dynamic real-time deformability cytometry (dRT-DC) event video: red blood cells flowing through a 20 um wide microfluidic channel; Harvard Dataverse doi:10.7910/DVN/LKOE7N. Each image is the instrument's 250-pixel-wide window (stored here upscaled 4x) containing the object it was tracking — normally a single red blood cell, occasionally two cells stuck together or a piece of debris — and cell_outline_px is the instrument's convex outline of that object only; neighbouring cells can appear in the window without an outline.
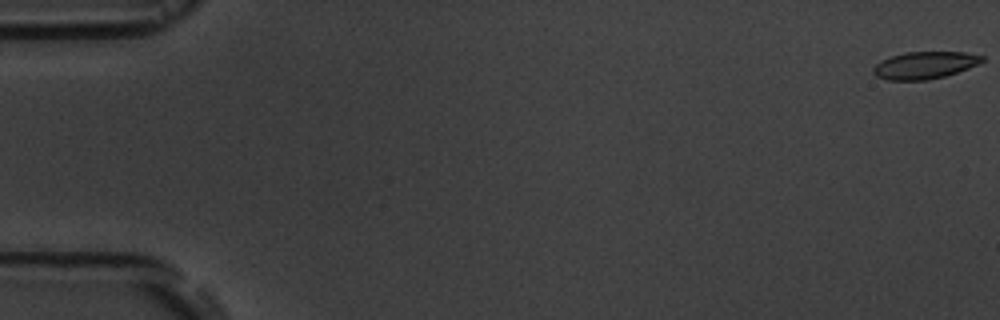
{"species": "common noctule bat (a hibernating species)", "species_latin": "Nyctalus noctula", "temperature_condition": "room temperature", "stored_images_in_passage": 17, "camera_frame_rate_fps": 3000, "um_per_image_px": 0.085, "animal": {"sex": "male", "body_mass_g": 19.5, "forearm_length_mm": 54.6}, "frame": {"image": 1, "passage_image": 1, "time_ms": 0.0, "image_size_px": [1000, 320], "cell_outline_px": [[984, 60], [968, 68], [944, 76], [928, 80], [884, 80], [876, 76], [872, 72], [872, 68], [880, 60], [892, 56], [908, 52], [964, 52], [984, 56]], "centroid_in_image_um": [78.55, 5.55], "position_along_channel_um": 6.5, "area_um2": 17.17}}
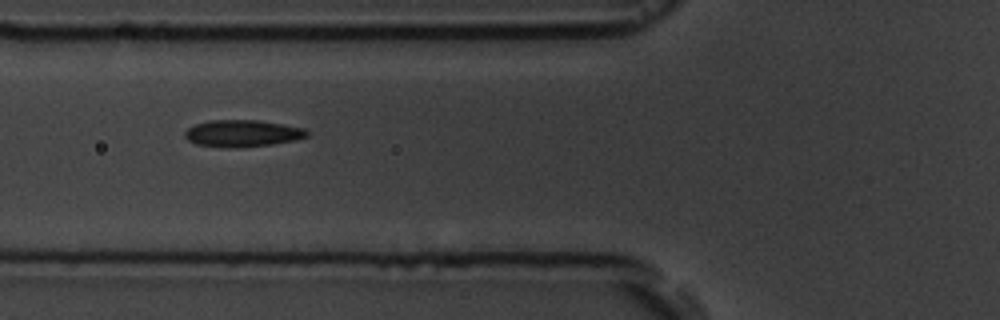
{"frame": {"image": 2, "passage_image": 7, "time_ms": 7.0, "image_size_px": [1000, 320], "cell_outline_px": [[308, 136], [296, 140], [272, 144], [236, 148], [232, 148], [196, 144], [188, 140], [184, 136], [184, 132], [188, 128], [196, 124], [208, 120], [256, 120], [284, 124], [304, 128], [308, 132]], "centroid_in_image_um": [20.61, 11.33], "position_along_channel_um": 105.2, "area_um2": 19.13}}
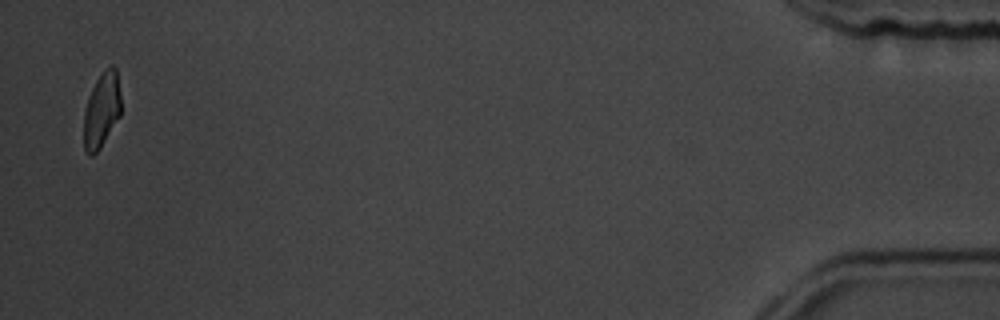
{"frame": {"image": 3, "passage_image": 17, "time_ms": 18.333, "image_size_px": [1000, 320], "cell_outline_px": [[120, 116], [100, 148], [92, 156], [88, 156], [84, 148], [84, 112], [88, 96], [96, 80], [112, 64], [116, 68], [120, 96]], "centroid_in_image_um": [8.63, 9.39], "position_along_channel_um": 426.6, "area_um2": 16.07}, "authors_computed_cell_mechanics": {"area_um2": 18.2648, "velocity_mm_per_s": 3.6324, "shape_relaxation_time_tau1_ms": 2.5544, "shape_relaxation_time_tau2_ms": 2.1265, "deformation_change_tau1": 0.0841, "deformation_change_tau2": 0.0636}}